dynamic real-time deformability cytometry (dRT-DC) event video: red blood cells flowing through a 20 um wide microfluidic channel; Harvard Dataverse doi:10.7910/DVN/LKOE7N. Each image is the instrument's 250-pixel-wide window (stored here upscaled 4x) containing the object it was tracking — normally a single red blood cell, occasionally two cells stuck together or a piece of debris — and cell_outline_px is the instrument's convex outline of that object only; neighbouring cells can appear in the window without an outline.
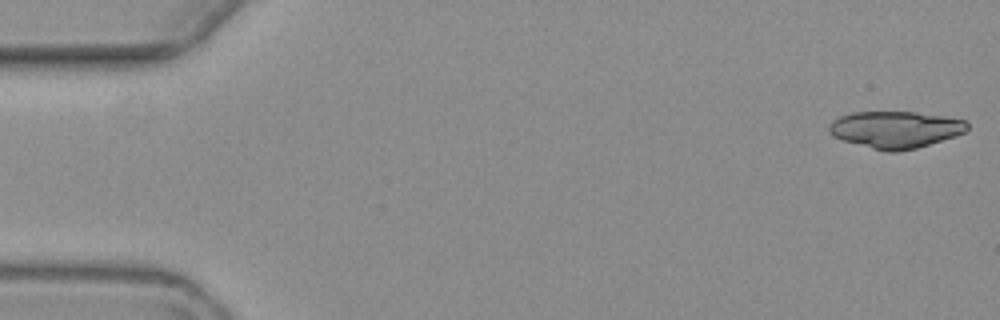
{"species": "common noctule bat (a hibernating species)", "species_latin": "Nyctalus noctula", "temperature_condition": "warm", "stored_images_in_passage": 6, "camera_frame_rate_fps": 3000, "um_per_image_px": 0.085, "animal": {"sex": "female", "body_mass_g": 19.3, "forearm_length_mm": 54.1}, "frame": {"image": 1, "passage_image": 1, "time_ms": 0.0, "image_size_px": [1000, 320], "cell_outline_px": [[968, 128], [964, 132], [956, 136], [916, 148], [896, 152], [884, 152], [844, 140], [832, 136], [828, 132], [828, 124], [832, 120], [840, 116], [852, 112], [916, 112], [944, 116], [964, 120], [968, 124]], "centroid_in_image_um": [76.08, 11.01], "position_along_channel_um": 8.9, "area_um2": 29.77}}